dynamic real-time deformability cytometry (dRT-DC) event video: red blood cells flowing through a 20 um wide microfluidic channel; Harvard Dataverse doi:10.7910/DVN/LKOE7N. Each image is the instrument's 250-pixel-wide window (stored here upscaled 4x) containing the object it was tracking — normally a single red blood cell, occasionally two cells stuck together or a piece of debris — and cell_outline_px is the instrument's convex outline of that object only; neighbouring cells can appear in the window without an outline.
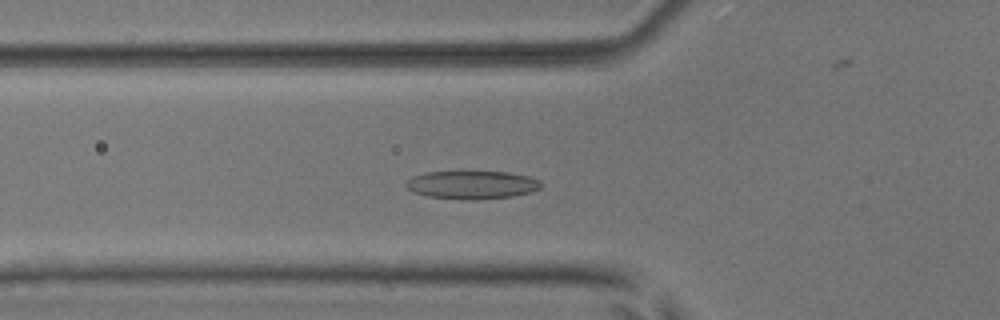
{"species": "common noctule bat (a hibernating species)", "species_latin": "Nyctalus noctula", "temperature_condition": "room temperature", "stored_images_in_passage": 55, "segment_of_instrument_passage": [1, 2], "camera_frame_rate_fps": 3000, "um_per_image_px": 0.085, "animal": {"sex": "male", "body_mass_g": 17.9, "forearm_length_mm": 54.2}, "frame": {"image": 1, "passage_image": 19, "time_ms": 6.0, "image_size_px": [1000, 320], "cell_outline_px": [[544, 184], [540, 188], [528, 192], [512, 196], [476, 200], [460, 200], [428, 196], [416, 192], [408, 188], [404, 184], [412, 176], [424, 172], [508, 172], [528, 176], [540, 180]], "centroid_in_image_um": [40.13, 15.71], "position_along_channel_um": 85.7, "area_um2": 22.14}}
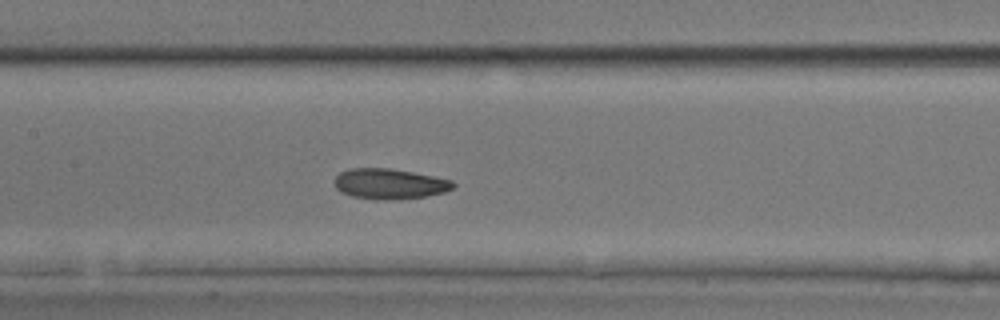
{"frame": {"image": 2, "passage_image": 26, "time_ms": 8.333, "image_size_px": [1000, 320], "cell_outline_px": [[456, 184], [452, 188], [444, 192], [428, 196], [384, 200], [376, 200], [352, 196], [340, 192], [336, 188], [336, 176], [340, 172], [348, 168], [388, 168], [412, 172], [452, 180]], "centroid_in_image_um": [33.1, 15.63], "position_along_channel_um": 174.3, "area_um2": 20.92}}
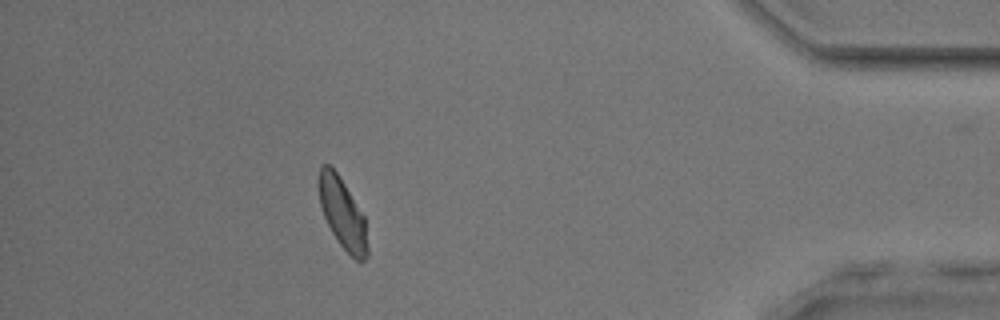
{"frame": {"image": 3, "passage_image": 48, "time_ms": 15.667, "image_size_px": [1000, 320], "cell_outline_px": [[368, 256], [364, 260], [356, 260], [340, 244], [332, 232], [324, 216], [320, 204], [316, 180], [320, 164], [328, 164], [336, 172], [344, 184], [364, 216], [368, 248]], "centroid_in_image_um": [29.07, 18.1], "position_along_channel_um": 406.1, "area_um2": 19.88}}